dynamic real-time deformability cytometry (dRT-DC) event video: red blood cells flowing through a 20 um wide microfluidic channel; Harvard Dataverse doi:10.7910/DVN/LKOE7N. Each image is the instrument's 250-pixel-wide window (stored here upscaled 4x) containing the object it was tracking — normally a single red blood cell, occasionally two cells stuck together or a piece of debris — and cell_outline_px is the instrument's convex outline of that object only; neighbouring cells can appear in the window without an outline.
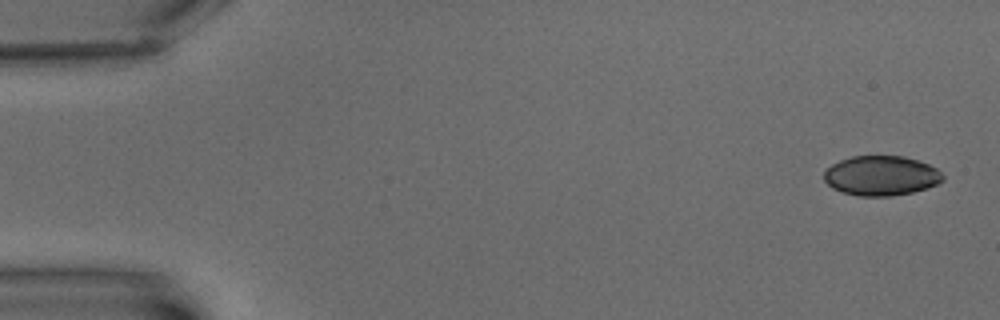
{"species": "common noctule bat (a hibernating species)", "species_latin": "Nyctalus noctula", "temperature_condition": "warm", "stored_images_in_passage": 4, "camera_frame_rate_fps": 3000, "um_per_image_px": 0.085, "animal": {"sex": "male", "body_mass_g": 15.6}, "frame": {"image": 1, "passage_image": 1, "time_ms": 0.0, "image_size_px": [1000, 320], "cell_outline_px": [[944, 180], [936, 184], [912, 192], [888, 196], [860, 196], [844, 192], [832, 188], [824, 180], [824, 172], [832, 164], [840, 160], [852, 156], [904, 156], [928, 164], [936, 168], [944, 176]], "centroid_in_image_um": [74.89, 14.93], "position_along_channel_um": 10.1, "area_um2": 27.28}}